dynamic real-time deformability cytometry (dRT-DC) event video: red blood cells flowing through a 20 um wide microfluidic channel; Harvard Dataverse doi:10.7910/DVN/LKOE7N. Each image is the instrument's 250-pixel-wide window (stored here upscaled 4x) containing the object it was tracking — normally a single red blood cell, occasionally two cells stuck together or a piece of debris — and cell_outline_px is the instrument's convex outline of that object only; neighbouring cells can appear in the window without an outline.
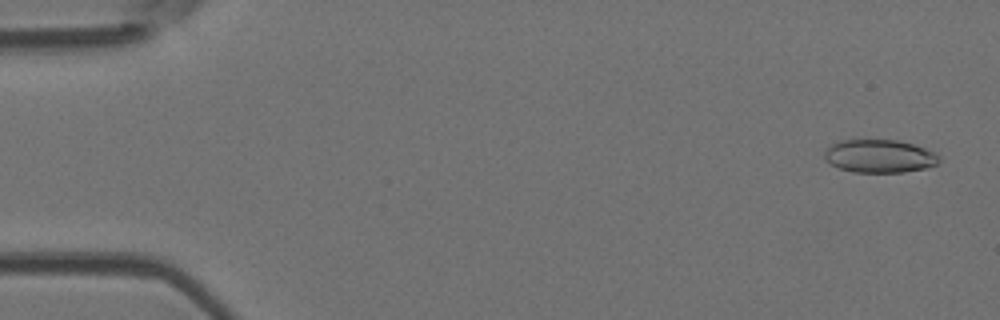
{"species": "Egyptian fruit bat (a non-hibernating species)", "species_latin": "Rousettus aegyptiacus", "temperature_condition": "room temperature", "stored_images_in_passage": 52, "camera_frame_rate_fps": 3000, "um_per_image_px": 0.085, "animal": {"sex": "female"}, "frame": {"image": 1, "passage_image": 2, "time_ms": 0.333, "image_size_px": [1000, 320], "cell_outline_px": [[940, 160], [936, 164], [924, 168], [900, 172], [852, 172], [840, 168], [832, 164], [824, 156], [824, 152], [832, 144], [844, 140], [900, 140], [924, 148], [940, 156]], "centroid_in_image_um": [74.76, 13.27], "position_along_channel_um": 10.2, "area_um2": 21.73}}
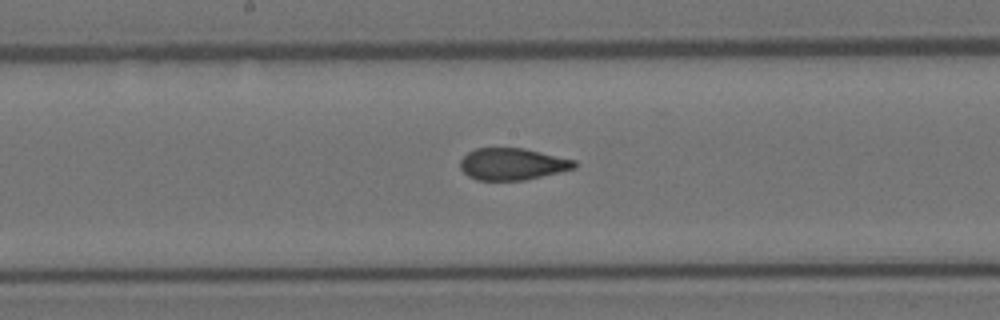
{"frame": {"image": 2, "passage_image": 27, "time_ms": 8.667, "image_size_px": [1000, 320], "cell_outline_px": [[576, 168], [524, 180], [476, 180], [468, 176], [460, 168], [460, 160], [468, 152], [476, 148], [524, 148], [576, 160]], "centroid_in_image_um": [43.54, 13.94], "position_along_channel_um": 204.7, "area_um2": 21.15}}
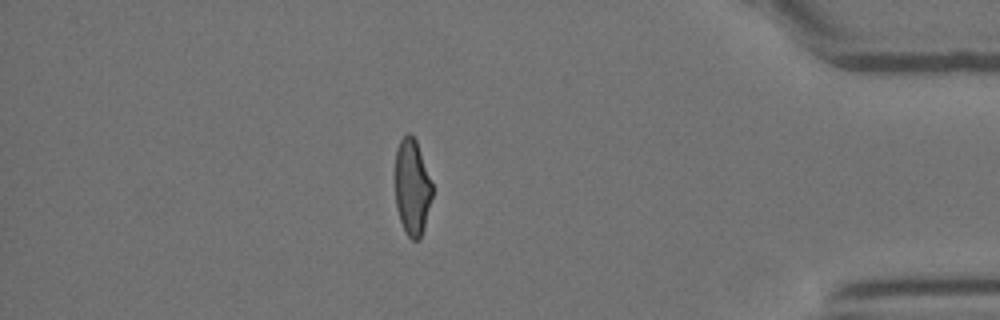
{"frame": {"image": 3, "passage_image": 45, "time_ms": 14.667, "image_size_px": [1000, 320], "cell_outline_px": [[432, 196], [424, 228], [420, 240], [412, 240], [408, 236], [400, 220], [396, 208], [396, 148], [400, 140], [408, 132], [416, 140], [432, 184]], "centroid_in_image_um": [35.03, 15.93], "position_along_channel_um": 400.2, "area_um2": 20.52}, "authors_computed_cell_mechanics": {"area_um2": 22.1085, "velocity_mm_per_s": 3.9049, "shape_relaxation_time_tau1_ms": 8.9993, "shape_relaxation_time_tau2_ms": 1.2094, "deformation_change_tau1": 0.2273, "deformation_change_tau2": 0.0826}}